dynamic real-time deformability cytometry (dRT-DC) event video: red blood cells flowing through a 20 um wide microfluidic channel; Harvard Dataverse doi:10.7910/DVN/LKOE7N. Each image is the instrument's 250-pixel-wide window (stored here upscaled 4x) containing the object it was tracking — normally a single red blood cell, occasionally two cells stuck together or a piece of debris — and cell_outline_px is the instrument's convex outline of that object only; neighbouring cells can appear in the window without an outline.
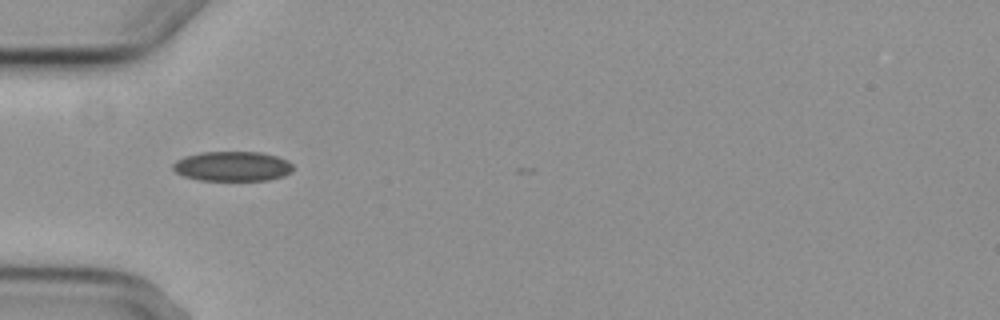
{"species": "common noctule bat (a hibernating species)", "species_latin": "Nyctalus noctula", "temperature_condition": "cold", "stored_images_in_passage": 5, "camera_frame_rate_fps": 3000, "um_per_image_px": 0.085, "animal": {"sex": "female", "body_mass_g": 29.2, "forearm_length_mm": 56.3}, "frame": {"image": 1, "passage_image": 5, "time_ms": 4.667, "image_size_px": [1000, 320], "cell_outline_px": [[292, 172], [284, 176], [268, 180], [200, 180], [184, 176], [176, 172], [172, 168], [172, 164], [176, 160], [184, 156], [200, 152], [260, 152], [276, 156], [288, 160], [292, 164]], "centroid_in_image_um": [19.75, 14.13], "position_along_channel_um": 65.3, "area_um2": 20.92}}